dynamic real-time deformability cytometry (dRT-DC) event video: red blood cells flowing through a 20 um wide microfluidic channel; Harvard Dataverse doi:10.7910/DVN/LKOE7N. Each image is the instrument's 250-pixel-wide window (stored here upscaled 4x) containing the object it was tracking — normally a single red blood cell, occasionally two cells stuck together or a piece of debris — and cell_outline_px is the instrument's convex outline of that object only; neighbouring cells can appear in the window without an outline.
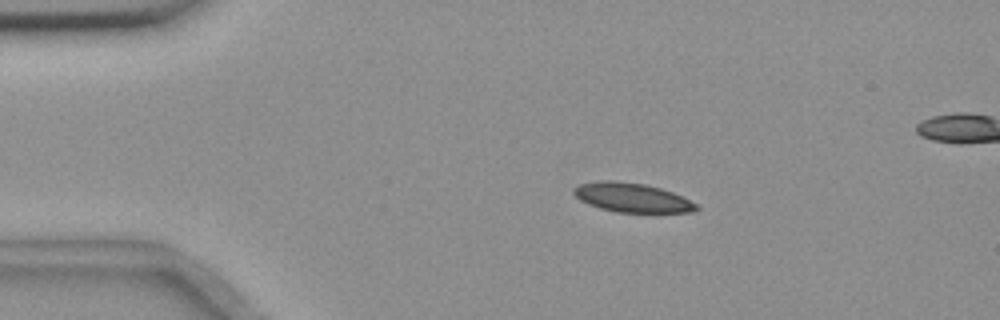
{"species": "common noctule bat (a hibernating species)", "species_latin": "Nyctalus noctula", "temperature_condition": "room temperature", "stored_images_in_passage": 3, "camera_frame_rate_fps": 3000, "um_per_image_px": 0.085, "animal": {"sex": "female", "body_mass_g": 18.4}, "frame": {"image": 1, "passage_image": 1, "time_ms": 0.0, "image_size_px": [1000, 320], "cell_outline_px": [[700, 208], [692, 212], [616, 212], [600, 208], [588, 204], [580, 200], [572, 192], [572, 188], [580, 184], [596, 180], [612, 180], [644, 184], [660, 188], [672, 192], [696, 204]], "centroid_in_image_um": [53.66, 16.79], "position_along_channel_um": 31.3, "area_um2": 20.75}}